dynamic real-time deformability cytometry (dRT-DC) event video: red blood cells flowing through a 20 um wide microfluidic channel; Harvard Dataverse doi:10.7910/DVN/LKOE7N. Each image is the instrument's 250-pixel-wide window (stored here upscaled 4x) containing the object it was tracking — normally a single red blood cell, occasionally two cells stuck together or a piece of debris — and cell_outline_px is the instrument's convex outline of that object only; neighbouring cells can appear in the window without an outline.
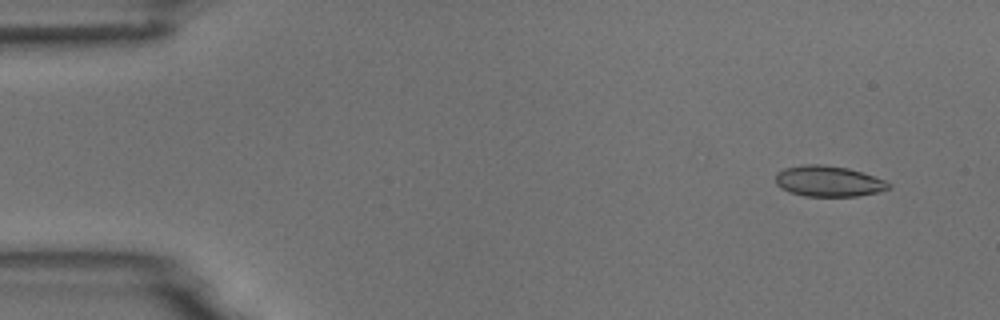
{"species": "common noctule bat (a hibernating species)", "species_latin": "Nyctalus noctula", "temperature_condition": "room temperature", "stored_images_in_passage": 5, "camera_frame_rate_fps": 3000, "um_per_image_px": 0.085, "animal": {"sex": "male", "body_mass_g": 18.8}, "frame": {"image": 1, "passage_image": 1, "time_ms": 0.0, "image_size_px": [1000, 320], "cell_outline_px": [[892, 188], [876, 192], [856, 196], [804, 196], [788, 192], [780, 188], [776, 184], [776, 172], [784, 168], [804, 164], [820, 164], [848, 168], [884, 180], [892, 184]], "centroid_in_image_um": [70.38, 15.4], "position_along_channel_um": 14.6, "area_um2": 20.29}}
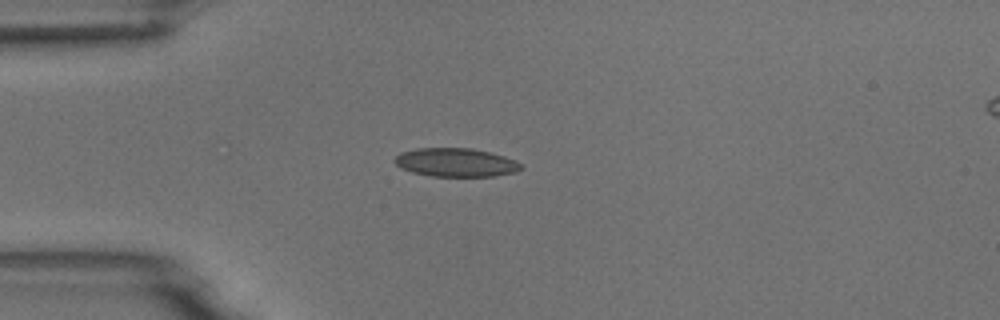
{"frame": {"image": 2, "passage_image": 4, "time_ms": 3.333, "image_size_px": [1000, 320], "cell_outline_px": [[524, 168], [516, 172], [492, 176], [432, 176], [412, 172], [396, 164], [392, 160], [400, 152], [416, 148], [472, 148], [504, 156], [516, 160]], "centroid_in_image_um": [38.75, 13.8], "position_along_channel_um": 46.3, "area_um2": 20.98}}